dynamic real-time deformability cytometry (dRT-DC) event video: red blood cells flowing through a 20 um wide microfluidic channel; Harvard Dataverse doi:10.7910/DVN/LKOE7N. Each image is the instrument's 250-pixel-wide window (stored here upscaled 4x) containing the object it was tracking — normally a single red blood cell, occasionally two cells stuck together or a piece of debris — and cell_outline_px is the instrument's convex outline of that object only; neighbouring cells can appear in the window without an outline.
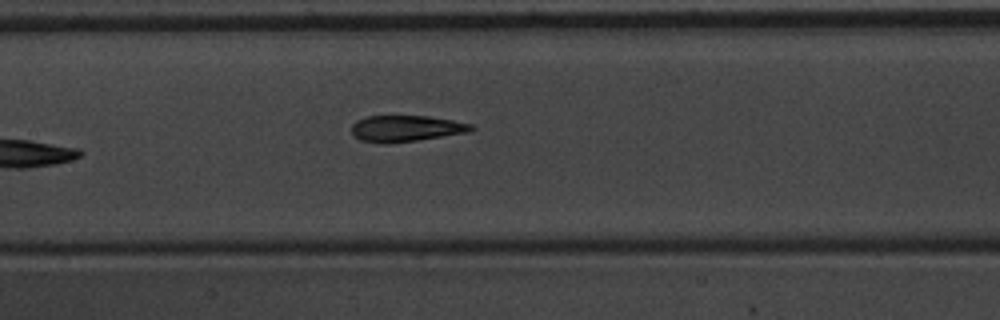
{"species": "common noctule bat (a hibernating species)", "species_latin": "Nyctalus noctula", "temperature_condition": "warm", "stored_images_in_passage": 8, "camera_frame_rate_fps": 3000, "um_per_image_px": 0.085, "animal": {"sex": "male", "body_mass_g": 20.1, "forearm_length_mm": 53.5}, "frame": {"image": 1, "passage_image": 8, "time_ms": 2.333, "image_size_px": [1000, 320], "cell_outline_px": [[476, 128], [468, 132], [416, 140], [388, 144], [384, 144], [360, 140], [352, 132], [352, 124], [356, 120], [364, 116], [428, 116], [452, 120], [472, 124]], "centroid_in_image_um": [34.48, 10.92], "position_along_channel_um": 172.9, "area_um2": 18.26}}